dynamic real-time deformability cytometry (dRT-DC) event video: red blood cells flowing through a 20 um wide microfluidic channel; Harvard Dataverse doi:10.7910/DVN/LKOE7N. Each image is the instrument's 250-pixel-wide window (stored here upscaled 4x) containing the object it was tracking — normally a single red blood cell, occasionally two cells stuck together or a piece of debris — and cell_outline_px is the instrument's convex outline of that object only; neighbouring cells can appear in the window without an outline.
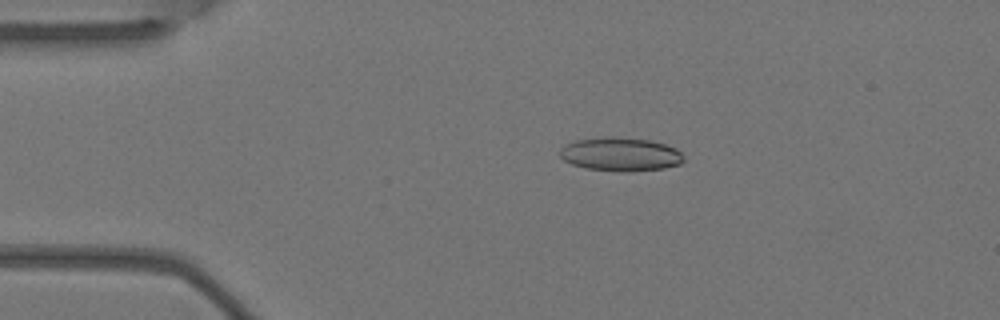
{"species": "Egyptian fruit bat (a non-hibernating species)", "species_latin": "Rousettus aegyptiacus", "temperature_condition": "warm", "stored_images_in_passage": 5, "camera_frame_rate_fps": 3000, "um_per_image_px": 0.085, "animal": {"sex": "female"}, "frame": {"image": 1, "passage_image": 2, "time_ms": 0.333, "image_size_px": [1000, 320], "cell_outline_px": [[684, 160], [680, 164], [664, 168], [624, 172], [588, 168], [572, 164], [564, 160], [560, 156], [560, 148], [564, 144], [576, 140], [604, 136], [612, 136], [652, 140], [676, 148], [684, 156]], "centroid_in_image_um": [52.74, 13.09], "position_along_channel_um": 32.3, "area_um2": 24.39}}
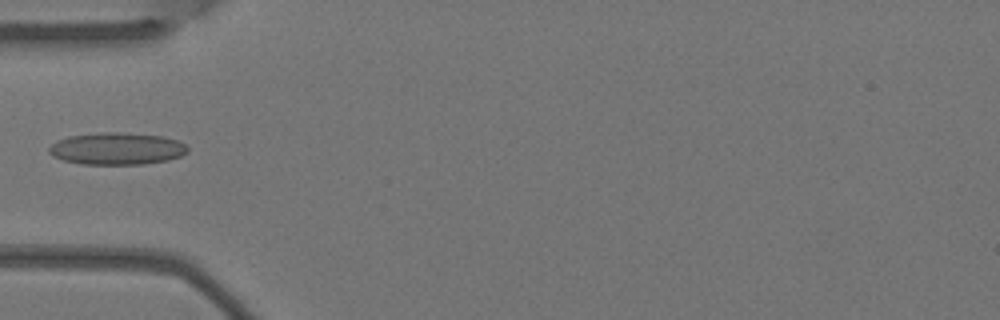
{"frame": {"image": 2, "passage_image": 4, "time_ms": 1.0, "image_size_px": [1000, 320], "cell_outline_px": [[188, 152], [180, 156], [168, 160], [144, 164], [80, 164], [64, 160], [52, 156], [48, 152], [48, 148], [56, 140], [68, 136], [100, 132], [120, 132], [164, 136], [176, 140], [184, 144], [188, 148]], "centroid_in_image_um": [9.91, 12.63], "position_along_channel_um": 75.1, "area_um2": 26.07}}
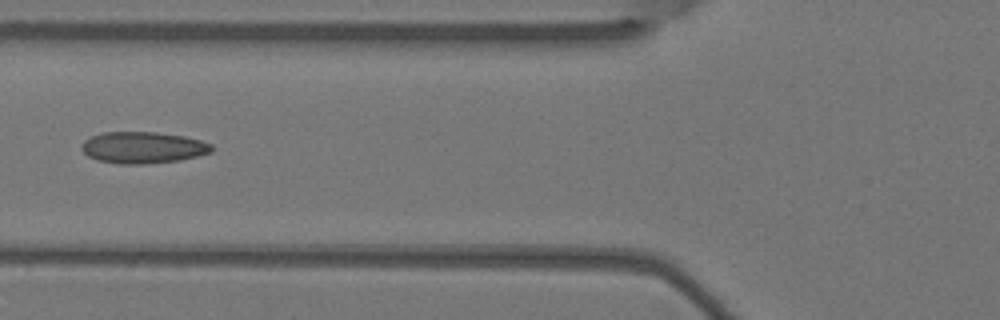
{"frame": {"image": 3, "passage_image": 5, "time_ms": 1.333, "image_size_px": [1000, 320], "cell_outline_px": [[212, 152], [180, 160], [144, 164], [120, 164], [96, 160], [88, 156], [80, 148], [80, 144], [84, 140], [100, 132], [156, 132], [184, 136], [200, 140], [212, 144]], "centroid_in_image_um": [12.11, 12.54], "position_along_channel_um": 113.7, "area_um2": 24.04}}